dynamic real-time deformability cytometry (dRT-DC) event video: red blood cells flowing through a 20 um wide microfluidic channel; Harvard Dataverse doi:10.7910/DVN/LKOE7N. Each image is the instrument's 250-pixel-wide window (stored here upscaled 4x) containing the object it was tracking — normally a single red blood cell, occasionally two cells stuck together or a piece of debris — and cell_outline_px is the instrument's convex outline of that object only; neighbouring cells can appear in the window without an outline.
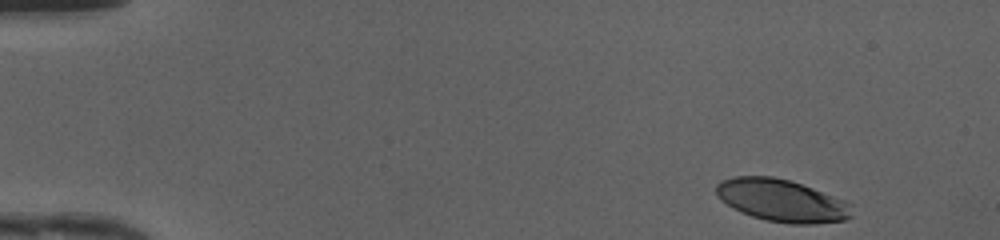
{"species": "human", "species_latin": "Homo sapiens", "temperature_condition": "cold", "stored_images_in_passage": 45, "camera_frame_rate_fps": 3000, "um_per_image_px": 0.085, "donor": {"sex": "female"}, "frame": {"image": 1, "passage_image": 1, "time_ms": 0.0, "image_size_px": [1000, 240], "cell_outline_px": [[852, 216], [844, 220], [816, 224], [788, 224], [764, 220], [740, 212], [732, 208], [720, 200], [716, 192], [716, 184], [720, 180], [732, 176], [772, 176], [788, 180], [812, 188], [844, 200], [852, 204]], "centroid_in_image_um": [66.42, 17.05], "position_along_channel_um": 18.6, "area_um2": 33.7}}
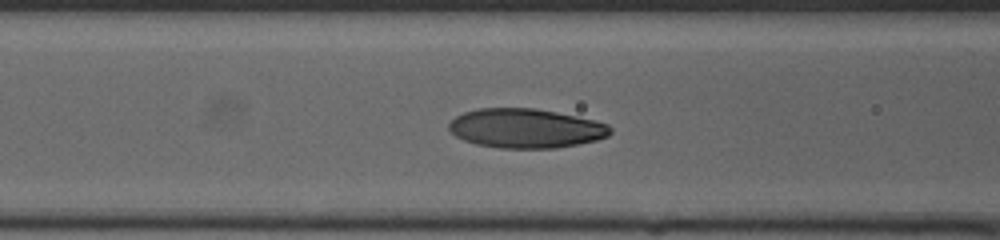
{"frame": {"image": 2, "passage_image": 17, "time_ms": 5.333, "image_size_px": [1000, 240], "cell_outline_px": [[612, 132], [608, 136], [596, 140], [556, 148], [500, 148], [476, 144], [464, 140], [456, 136], [448, 128], [448, 124], [456, 116], [464, 112], [476, 108], [536, 108], [596, 120], [608, 124], [612, 128]], "centroid_in_image_um": [44.69, 10.9], "position_along_channel_um": 121.9, "area_um2": 37.05}}
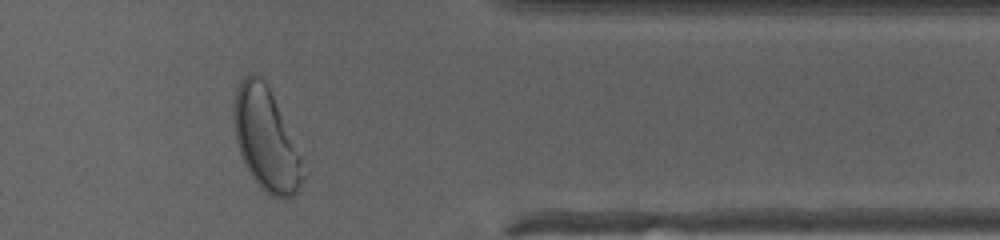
{"frame": {"image": 3, "passage_image": 37, "time_ms": 12.0, "image_size_px": [1000, 240], "cell_outline_px": [[308, 172], [304, 180], [296, 192], [292, 196], [284, 200], [272, 196], [264, 192], [260, 188], [252, 176], [240, 152], [236, 140], [232, 120], [232, 108], [236, 88], [240, 80], [244, 76], [252, 72], [260, 76], [264, 80], [304, 152]], "centroid_in_image_um": [22.69, 11.86], "position_along_channel_um": 388.7, "area_um2": 42.95}, "authors_computed_cell_mechanics": {"area_um2": 36.125, "velocity_mm_per_s": 4.1959, "shape_relaxation_time_tau1_ms": 3.3083, "shape_relaxation_time_tau2_ms": 1.0958, "deformation_change_tau1": 0.1784, "deformation_change_tau2": 0.0633}}